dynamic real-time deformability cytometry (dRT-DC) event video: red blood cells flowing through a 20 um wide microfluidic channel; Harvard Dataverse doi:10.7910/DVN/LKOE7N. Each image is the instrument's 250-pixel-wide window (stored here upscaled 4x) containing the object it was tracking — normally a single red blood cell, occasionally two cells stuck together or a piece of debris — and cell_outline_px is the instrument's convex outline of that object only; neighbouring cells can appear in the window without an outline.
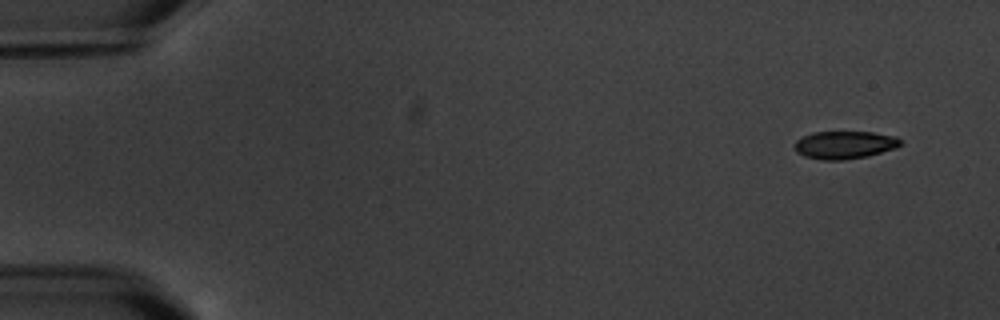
{"species": "common noctule bat (a hibernating species)", "species_latin": "Nyctalus noctula", "temperature_condition": "warm", "stored_images_in_passage": 16, "camera_frame_rate_fps": 3000, "um_per_image_px": 0.085, "animal": {"sex": "male", "body_mass_g": 20.1, "forearm_length_mm": 53.5}, "frame": {"image": 1, "passage_image": 1, "time_ms": 0.0, "image_size_px": [1000, 320], "cell_outline_px": [[900, 144], [896, 148], [868, 156], [844, 160], [820, 160], [804, 156], [796, 152], [796, 140], [812, 132], [872, 132], [896, 136], [900, 140]], "centroid_in_image_um": [71.79, 12.32], "position_along_channel_um": 13.2, "area_um2": 17.11}}
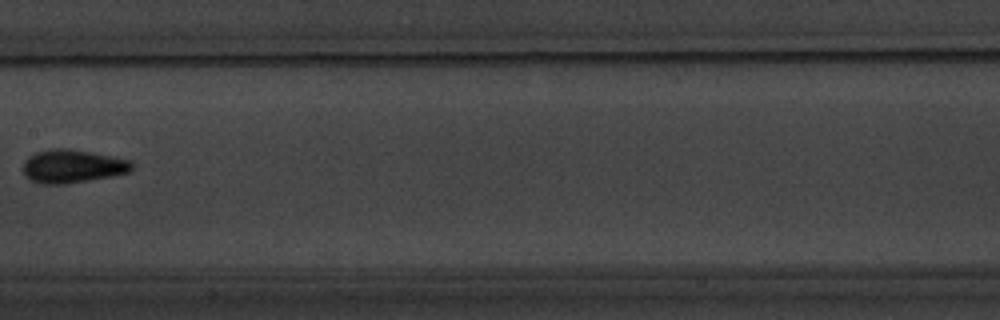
{"frame": {"image": 2, "passage_image": 8, "time_ms": 9.0, "image_size_px": [1000, 320], "cell_outline_px": [[132, 172], [112, 176], [68, 184], [40, 184], [24, 176], [24, 160], [28, 156], [36, 152], [52, 148], [68, 148], [112, 156], [132, 160]], "centroid_in_image_um": [6.17, 14.13], "position_along_channel_um": 201.2, "area_um2": 21.33}}
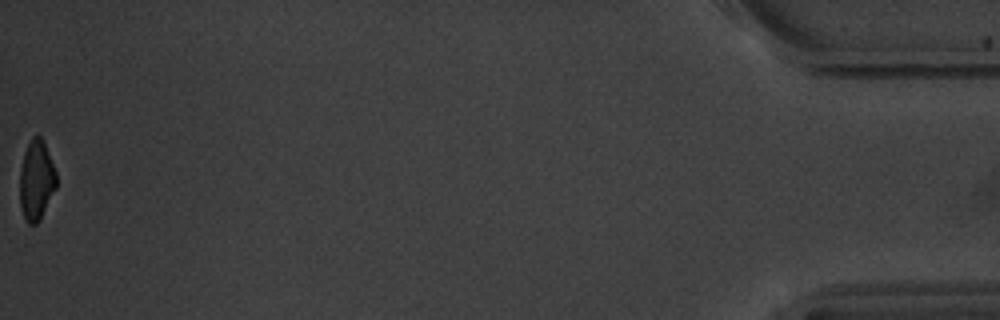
{"frame": {"image": 3, "passage_image": 16, "time_ms": 18.333, "image_size_px": [1000, 320], "cell_outline_px": [[56, 188], [40, 220], [36, 224], [28, 224], [24, 220], [20, 204], [20, 168], [24, 152], [32, 136], [40, 136], [44, 140], [56, 172]], "centroid_in_image_um": [3.09, 15.33], "position_along_channel_um": 432.1, "area_um2": 17.17}, "authors_computed_cell_mechanics": {"area_um2": 19.1318, "velocity_mm_per_s": 3.4838, "shape_relaxation_time_tau1_ms": 3.3989, "shape_relaxation_time_tau2_ms": 2.8579, "deformation_change_tau1": 0.1105, "deformation_change_tau2": 0.0353}}